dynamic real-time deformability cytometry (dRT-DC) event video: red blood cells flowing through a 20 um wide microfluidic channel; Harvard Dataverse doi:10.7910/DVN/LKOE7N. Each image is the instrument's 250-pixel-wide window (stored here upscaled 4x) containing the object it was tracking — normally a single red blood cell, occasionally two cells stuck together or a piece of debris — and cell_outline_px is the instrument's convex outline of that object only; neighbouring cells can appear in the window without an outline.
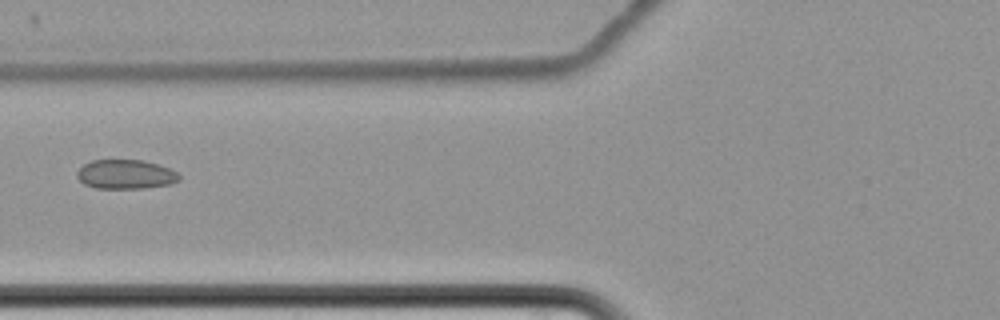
{"species": "common noctule bat (a hibernating species)", "species_latin": "Nyctalus noctula", "temperature_condition": "cold", "stored_images_in_passage": 6, "camera_frame_rate_fps": 3000, "um_per_image_px": 0.085, "animal": {"sex": "female", "body_mass_g": 22.7, "forearm_length_mm": 54.2}, "frame": {"image": 1, "passage_image": 3, "time_ms": 3.0, "image_size_px": [1000, 320], "cell_outline_px": [[180, 180], [172, 184], [144, 188], [96, 188], [84, 184], [76, 176], [76, 172], [84, 164], [92, 160], [144, 160], [168, 168], [176, 172], [180, 176]], "centroid_in_image_um": [10.67, 14.82], "position_along_channel_um": 115.1, "area_um2": 17.4}}
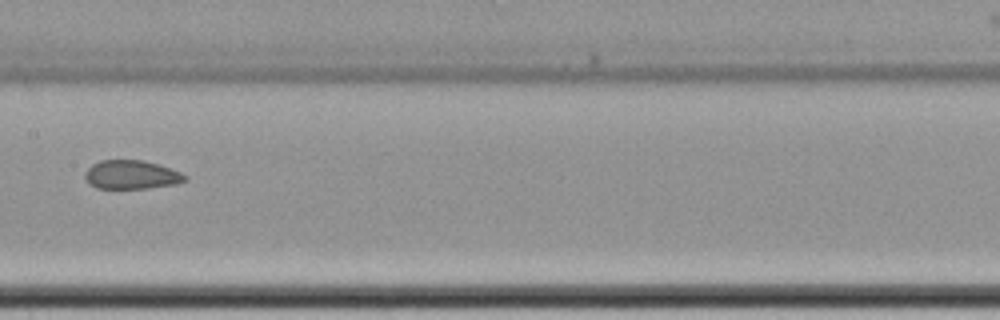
{"frame": {"image": 2, "passage_image": 5, "time_ms": 5.333, "image_size_px": [1000, 320], "cell_outline_px": [[188, 180], [176, 184], [148, 188], [96, 188], [88, 184], [84, 176], [84, 172], [92, 164], [100, 160], [144, 160], [160, 164], [180, 172], [188, 176]], "centroid_in_image_um": [11.17, 14.85], "position_along_channel_um": 196.2, "area_um2": 16.99}}
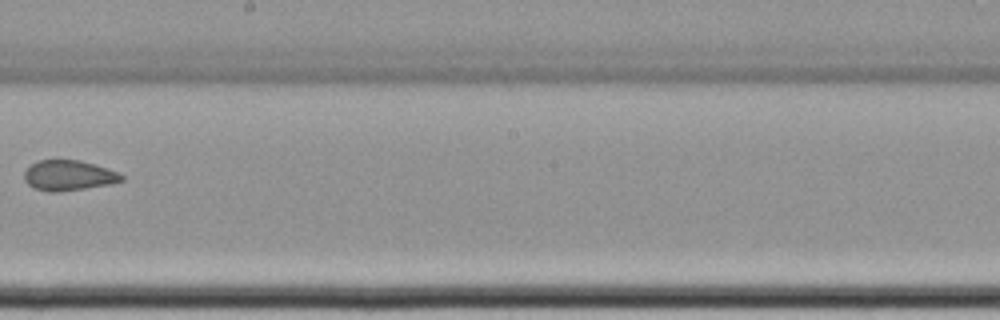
{"frame": {"image": 3, "passage_image": 6, "time_ms": 6.667, "image_size_px": [1000, 320], "cell_outline_px": [[124, 180], [112, 184], [56, 192], [48, 192], [32, 188], [24, 180], [24, 172], [32, 164], [40, 160], [80, 160], [96, 164], [116, 172], [124, 176]], "centroid_in_image_um": [5.83, 14.92], "position_along_channel_um": 242.4, "area_um2": 17.17}}